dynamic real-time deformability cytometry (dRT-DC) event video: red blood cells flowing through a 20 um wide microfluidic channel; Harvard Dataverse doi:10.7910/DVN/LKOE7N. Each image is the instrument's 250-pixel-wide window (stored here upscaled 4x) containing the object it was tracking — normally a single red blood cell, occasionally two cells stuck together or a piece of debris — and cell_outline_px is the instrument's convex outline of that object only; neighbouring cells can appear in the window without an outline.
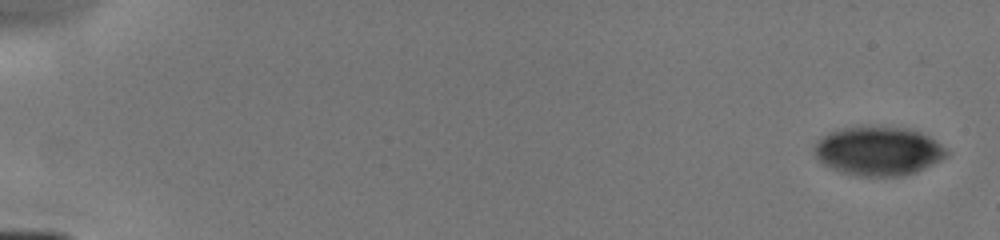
{"species": "human", "species_latin": "Homo sapiens", "temperature_condition": "cold", "stored_images_in_passage": 6, "camera_frame_rate_fps": 3000, "um_per_image_px": 0.085, "donor": {"sex": "male"}, "frame": {"image": 1, "passage_image": 1, "time_ms": 0.0, "image_size_px": [1000, 240], "cell_outline_px": [[948, 156], [916, 172], [900, 176], [856, 176], [840, 172], [824, 164], [816, 156], [816, 144], [824, 136], [840, 128], [908, 128], [920, 132], [928, 136], [940, 144], [948, 152]], "centroid_in_image_um": [74.69, 12.87], "position_along_channel_um": 10.3, "area_um2": 36.82}}